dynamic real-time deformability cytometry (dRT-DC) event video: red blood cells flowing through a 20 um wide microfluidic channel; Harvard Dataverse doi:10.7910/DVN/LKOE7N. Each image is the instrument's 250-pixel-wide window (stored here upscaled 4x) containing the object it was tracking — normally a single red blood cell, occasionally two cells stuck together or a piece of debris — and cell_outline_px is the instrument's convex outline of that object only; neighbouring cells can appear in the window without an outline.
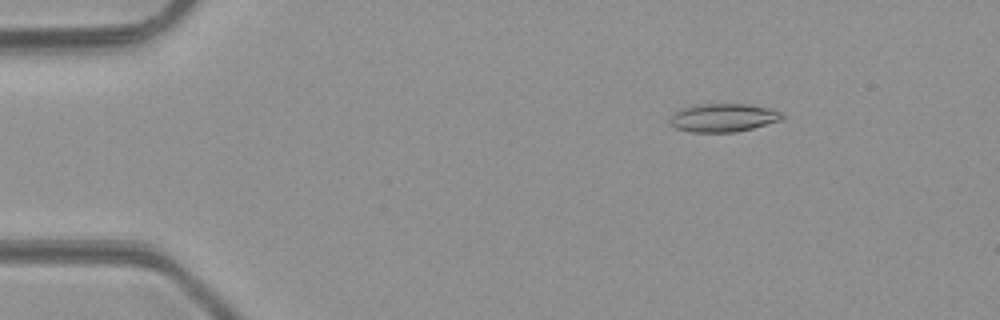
{"species": "common noctule bat (a hibernating species)", "species_latin": "Nyctalus noctula", "temperature_condition": "room temperature", "stored_images_in_passage": 49, "camera_frame_rate_fps": 3000, "um_per_image_px": 0.085, "animal": {"sex": "male", "body_mass_g": 23.1, "forearm_length_mm": 52.7}, "frame": {"image": 1, "passage_image": 8, "time_ms": 2.333, "image_size_px": [1000, 320], "cell_outline_px": [[784, 120], [736, 132], [692, 132], [676, 128], [668, 124], [668, 120], [676, 112], [684, 108], [696, 104], [744, 104], [772, 108], [780, 112], [784, 116]], "centroid_in_image_um": [61.5, 10.01], "position_along_channel_um": 23.5, "area_um2": 18.55}}
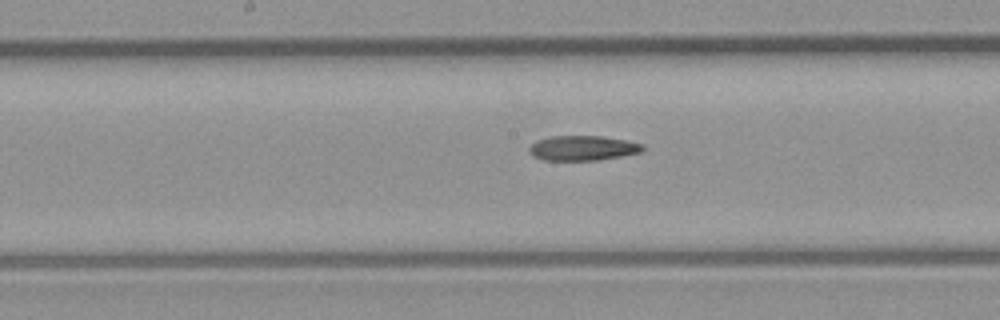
{"frame": {"image": 2, "passage_image": 26, "time_ms": 8.333, "image_size_px": [1000, 320], "cell_outline_px": [[644, 148], [640, 152], [600, 160], [544, 160], [532, 156], [528, 152], [528, 148], [536, 140], [552, 136], [600, 136], [624, 140], [644, 144]], "centroid_in_image_um": [49.49, 12.59], "position_along_channel_um": 198.7, "area_um2": 16.42}}
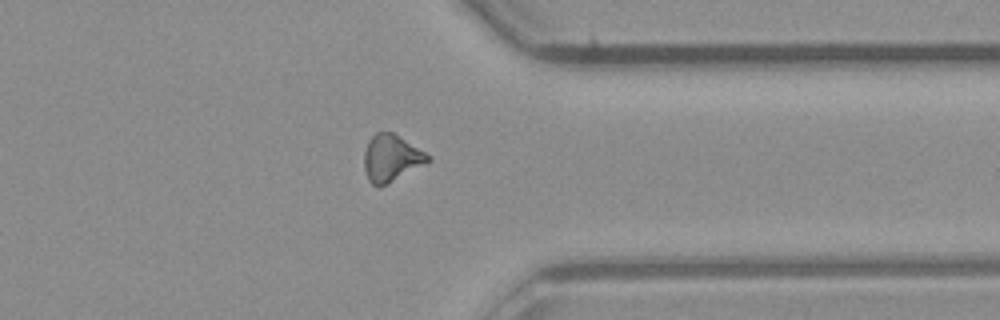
{"frame": {"image": 3, "passage_image": 39, "time_ms": 12.667, "image_size_px": [1000, 320], "cell_outline_px": [[432, 160], [388, 184], [372, 184], [368, 180], [364, 168], [364, 152], [368, 140], [376, 132], [392, 132], [432, 156]], "centroid_in_image_um": [33.26, 13.43], "position_along_channel_um": 378.1, "area_um2": 17.28}}